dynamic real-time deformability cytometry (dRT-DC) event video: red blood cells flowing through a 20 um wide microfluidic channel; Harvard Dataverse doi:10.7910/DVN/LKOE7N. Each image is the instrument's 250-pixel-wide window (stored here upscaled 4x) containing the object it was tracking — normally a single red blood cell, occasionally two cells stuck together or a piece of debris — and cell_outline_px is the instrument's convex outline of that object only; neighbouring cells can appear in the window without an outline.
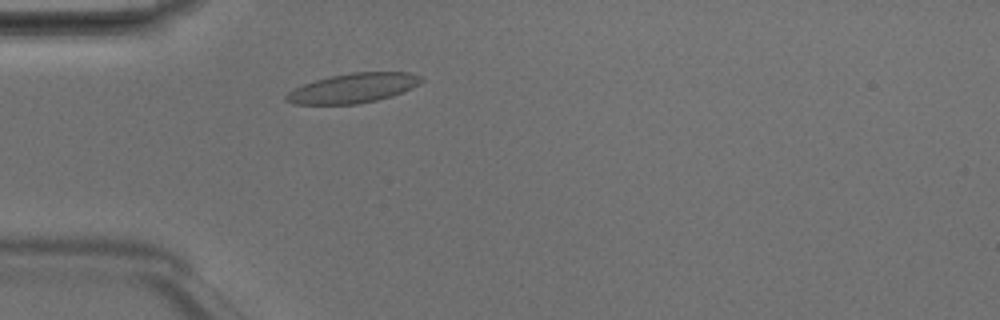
{"species": "Egyptian fruit bat (a non-hibernating species)", "species_latin": "Rousettus aegyptiacus", "temperature_condition": "room temperature", "stored_images_in_passage": 42, "camera_frame_rate_fps": 3000, "um_per_image_px": 0.085, "animal": {"sex": "male"}, "frame": {"image": 1, "passage_image": 8, "time_ms": 2.333, "image_size_px": [1000, 320], "cell_outline_px": [[424, 80], [420, 84], [404, 92], [392, 96], [376, 100], [356, 104], [292, 104], [284, 100], [284, 96], [288, 92], [304, 84], [316, 80], [332, 76], [352, 72], [408, 72], [424, 76]], "centroid_in_image_um": [30.06, 7.49], "position_along_channel_um": 54.9, "area_um2": 23.35}}
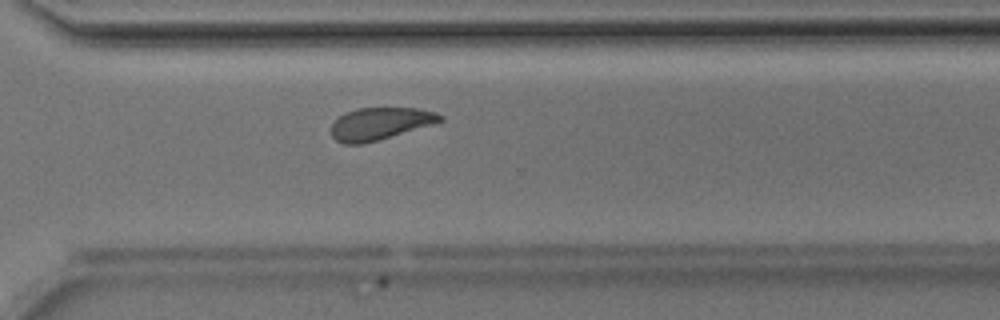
{"frame": {"image": 2, "passage_image": 29, "time_ms": 9.333, "image_size_px": [1000, 320], "cell_outline_px": [[444, 120], [436, 124], [376, 140], [360, 144], [344, 144], [336, 140], [332, 136], [332, 120], [344, 112], [356, 108], [416, 108], [436, 112], [444, 116]], "centroid_in_image_um": [32.31, 10.49], "position_along_channel_um": 338.3, "area_um2": 20.63}}
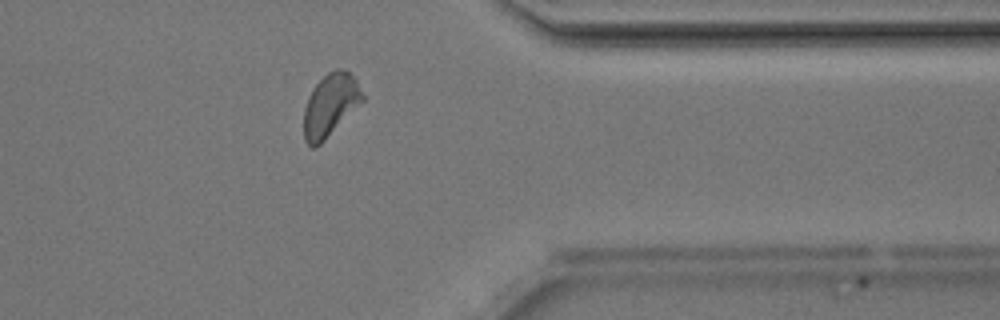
{"frame": {"image": 3, "passage_image": 33, "time_ms": 10.667, "image_size_px": [1000, 320], "cell_outline_px": [[364, 100], [316, 148], [312, 148], [304, 140], [304, 108], [308, 96], [312, 88], [328, 72], [336, 68], [344, 68], [356, 80], [364, 96]], "centroid_in_image_um": [28.06, 8.93], "position_along_channel_um": 383.3, "area_um2": 21.27}, "authors_computed_cell_mechanics": {"area_um2": 21.2704, "velocity_mm_per_s": 4.1607, "shape_relaxation_time_tau1_ms": 3.9156, "shape_relaxation_time_tau2_ms": 1.5417, "deformation_change_tau1": 0.1044, "deformation_change_tau2": 0.0774}}